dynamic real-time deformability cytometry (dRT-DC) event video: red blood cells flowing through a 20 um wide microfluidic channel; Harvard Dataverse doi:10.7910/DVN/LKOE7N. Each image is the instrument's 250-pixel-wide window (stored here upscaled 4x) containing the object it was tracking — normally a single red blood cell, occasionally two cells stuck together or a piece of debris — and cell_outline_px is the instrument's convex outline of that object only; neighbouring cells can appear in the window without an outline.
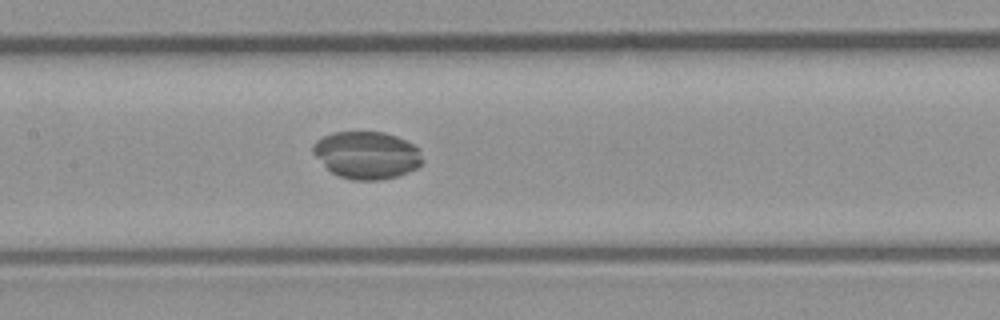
{"species": "common noctule bat (a hibernating species)", "species_latin": "Nyctalus noctula", "temperature_condition": "room temperature", "stored_images_in_passage": 41, "camera_frame_rate_fps": 3000, "um_per_image_px": 0.085, "animal": {"sex": "male", "body_mass_g": 23.1, "forearm_length_mm": 52.7}, "frame": {"image": 1, "passage_image": 15, "time_ms": 4.667, "image_size_px": [1000, 320], "cell_outline_px": [[424, 160], [416, 168], [396, 176], [380, 180], [352, 180], [340, 176], [332, 172], [312, 152], [312, 144], [316, 140], [332, 132], [384, 132], [396, 136], [420, 148]], "centroid_in_image_um": [31.18, 13.17], "position_along_channel_um": 176.2, "area_um2": 30.11}}
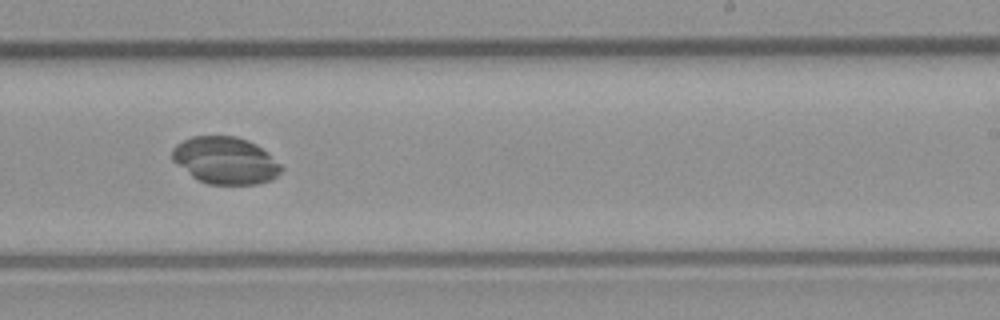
{"frame": {"image": 2, "passage_image": 22, "time_ms": 7.0, "image_size_px": [1000, 320], "cell_outline_px": [[284, 168], [272, 180], [256, 184], [208, 184], [196, 180], [172, 160], [172, 148], [176, 144], [192, 136], [236, 136], [248, 140], [256, 144], [268, 152]], "centroid_in_image_um": [19.15, 13.64], "position_along_channel_um": 269.8, "area_um2": 30.06}}
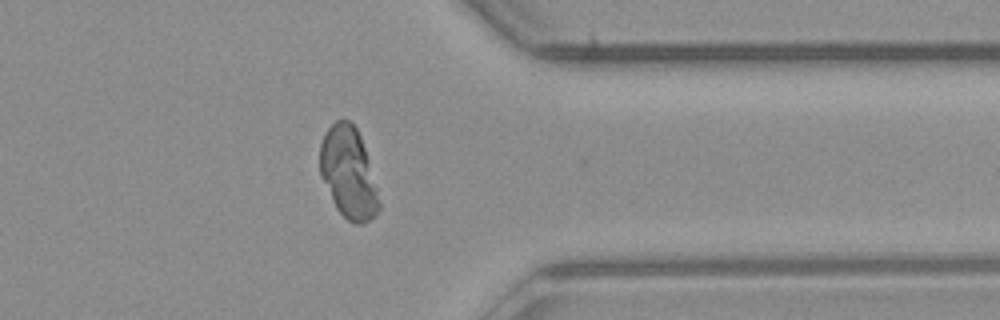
{"frame": {"image": 3, "passage_image": 31, "time_ms": 10.0, "image_size_px": [1000, 320], "cell_outline_px": [[380, 208], [376, 216], [364, 224], [352, 224], [336, 208], [320, 176], [320, 144], [328, 128], [336, 120], [348, 120], [356, 128], [360, 136], [364, 148], [376, 188], [380, 204]], "centroid_in_image_um": [29.6, 14.73], "position_along_channel_um": 381.8, "area_um2": 31.04}}